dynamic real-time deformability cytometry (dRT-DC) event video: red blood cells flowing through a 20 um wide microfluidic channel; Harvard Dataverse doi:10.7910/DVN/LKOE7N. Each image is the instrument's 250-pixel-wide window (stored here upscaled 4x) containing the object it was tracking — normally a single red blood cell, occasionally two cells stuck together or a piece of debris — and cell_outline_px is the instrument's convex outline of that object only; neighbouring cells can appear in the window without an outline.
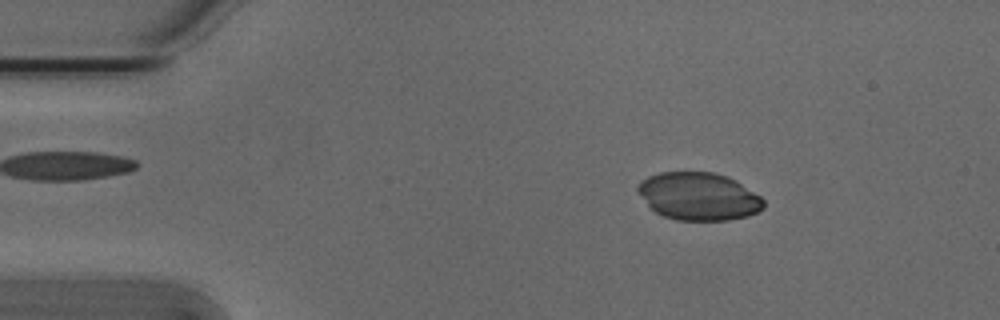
{"species": "Egyptian fruit bat (a non-hibernating species)", "species_latin": "Rousettus aegyptiacus", "temperature_condition": "cold", "stored_images_in_passage": 52, "camera_frame_rate_fps": 3000, "um_per_image_px": 0.085, "animal": {"sex": "male"}, "frame": {"image": 1, "passage_image": 7, "time_ms": 2.0, "image_size_px": [1000, 320], "cell_outline_px": [[764, 208], [748, 216], [728, 220], [676, 220], [664, 216], [656, 212], [636, 192], [636, 188], [640, 180], [648, 176], [660, 172], [712, 172], [728, 176], [736, 180], [760, 196], [764, 200]], "centroid_in_image_um": [59.37, 16.68], "position_along_channel_um": 25.6, "area_um2": 35.08}}
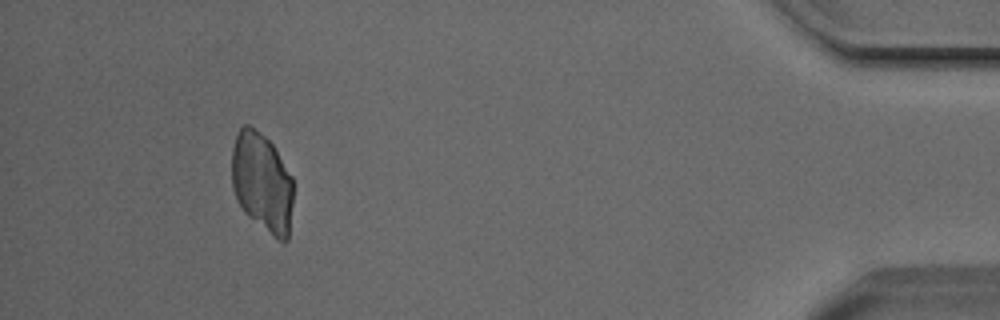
{"frame": {"image": 2, "passage_image": 48, "time_ms": 15.667, "image_size_px": [1000, 320], "cell_outline_px": [[292, 204], [288, 240], [284, 244], [276, 240], [248, 216], [244, 212], [236, 200], [232, 188], [232, 148], [236, 136], [240, 128], [244, 124], [248, 124], [264, 136], [272, 144], [292, 176]], "centroid_in_image_um": [22.27, 15.54], "position_along_channel_um": 412.9, "area_um2": 35.84}}